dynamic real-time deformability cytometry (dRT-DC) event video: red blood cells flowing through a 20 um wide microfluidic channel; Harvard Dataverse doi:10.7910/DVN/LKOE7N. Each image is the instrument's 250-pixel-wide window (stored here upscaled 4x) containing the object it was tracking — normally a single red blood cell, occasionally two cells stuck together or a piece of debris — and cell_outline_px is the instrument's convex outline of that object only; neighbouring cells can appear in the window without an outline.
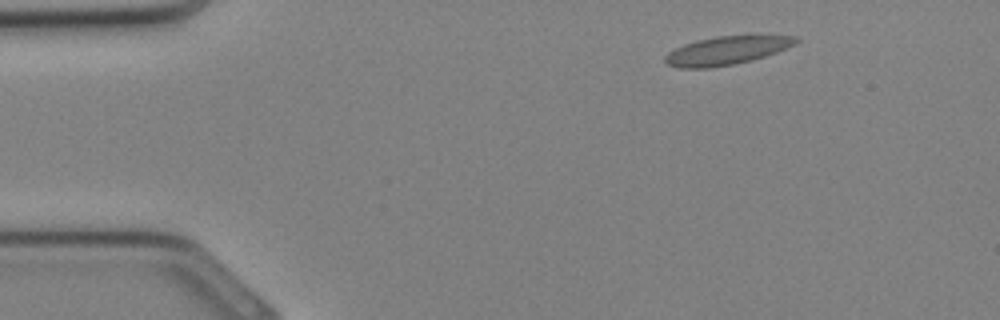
{"species": "Egyptian fruit bat (a non-hibernating species)", "species_latin": "Rousettus aegyptiacus", "temperature_condition": "cold", "stored_images_in_passage": 29, "camera_frame_rate_fps": 3000, "um_per_image_px": 0.085, "animal": {"sex": "female"}, "frame": {"image": 1, "passage_image": 1, "time_ms": 0.0, "image_size_px": [1000, 320], "cell_outline_px": [[800, 40], [796, 44], [776, 52], [752, 60], [732, 64], [708, 68], [680, 68], [668, 64], [664, 60], [664, 56], [668, 52], [684, 44], [696, 40], [716, 36], [796, 36]], "centroid_in_image_um": [61.74, 4.29], "position_along_channel_um": 23.3, "area_um2": 21.39}}
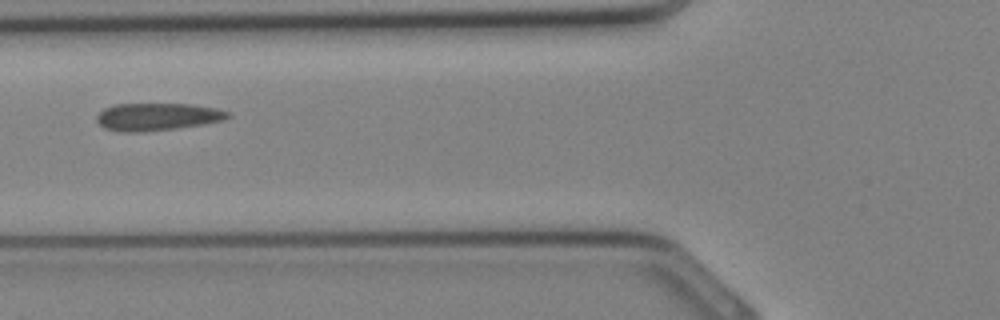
{"frame": {"image": 2, "passage_image": 9, "time_ms": 2.667, "image_size_px": [1000, 320], "cell_outline_px": [[232, 116], [224, 120], [204, 124], [176, 128], [144, 132], [120, 132], [104, 128], [96, 120], [96, 116], [104, 108], [116, 104], [192, 104], [216, 108], [232, 112]], "centroid_in_image_um": [13.4, 9.92], "position_along_channel_um": 112.4, "area_um2": 21.21}}
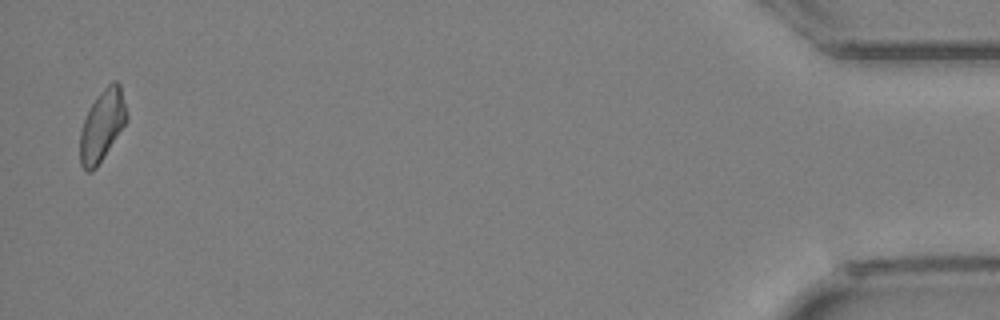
{"frame": {"image": 3, "passage_image": 29, "time_ms": 9.333, "image_size_px": [1000, 320], "cell_outline_px": [[128, 120], [96, 168], [92, 172], [88, 172], [80, 164], [80, 128], [92, 104], [100, 92], [112, 80], [116, 80], [120, 84], [128, 116]], "centroid_in_image_um": [8.69, 10.66], "position_along_channel_um": 426.5, "area_um2": 19.25}}